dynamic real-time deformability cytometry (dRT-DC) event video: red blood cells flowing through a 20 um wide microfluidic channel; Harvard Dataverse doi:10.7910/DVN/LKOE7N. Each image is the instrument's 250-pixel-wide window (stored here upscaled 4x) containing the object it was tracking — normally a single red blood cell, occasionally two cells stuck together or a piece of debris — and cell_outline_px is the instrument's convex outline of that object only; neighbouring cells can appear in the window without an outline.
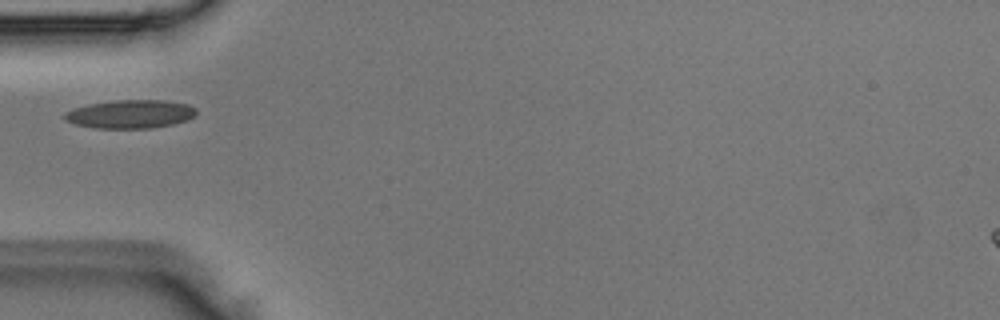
{"species": "Egyptian fruit bat (a non-hibernating species)", "species_latin": "Rousettus aegyptiacus", "temperature_condition": "room temperature", "stored_images_in_passage": 2, "camera_frame_rate_fps": 3000, "um_per_image_px": 0.085, "animal": {"sex": "male"}, "frame": {"image": 1, "passage_image": 2, "time_ms": 0.333, "image_size_px": [1000, 320], "cell_outline_px": [[196, 112], [192, 116], [184, 120], [172, 124], [152, 128], [96, 128], [76, 124], [68, 120], [64, 116], [64, 112], [88, 104], [112, 100], [164, 100], [188, 104], [196, 108]], "centroid_in_image_um": [11.08, 9.68], "position_along_channel_um": 73.9, "area_um2": 21.56}}